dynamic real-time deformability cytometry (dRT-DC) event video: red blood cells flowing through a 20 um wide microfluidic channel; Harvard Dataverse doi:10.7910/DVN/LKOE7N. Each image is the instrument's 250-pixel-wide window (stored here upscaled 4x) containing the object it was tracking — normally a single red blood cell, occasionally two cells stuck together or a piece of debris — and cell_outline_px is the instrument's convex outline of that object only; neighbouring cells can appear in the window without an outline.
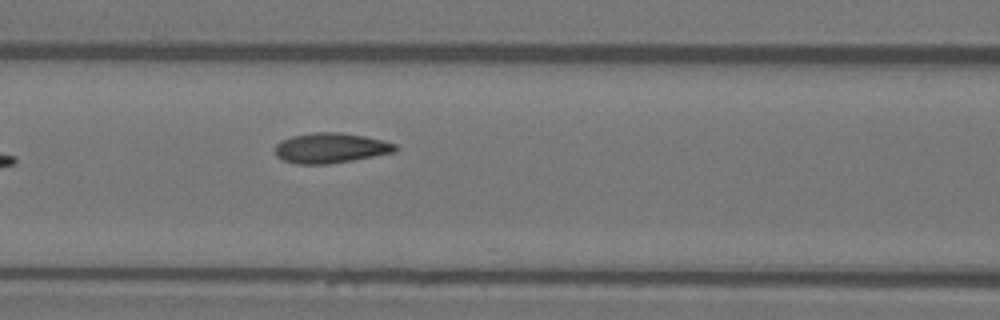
{"species": "Egyptian fruit bat (a non-hibernating species)", "species_latin": "Rousettus aegyptiacus", "temperature_condition": "warm", "stored_images_in_passage": 6, "camera_frame_rate_fps": 3000, "um_per_image_px": 0.085, "animal": {"sex": "female"}, "frame": {"image": 1, "passage_image": 6, "time_ms": 7.0, "image_size_px": [1000, 320], "cell_outline_px": [[396, 152], [352, 160], [328, 164], [296, 164], [284, 160], [276, 156], [276, 144], [280, 140], [292, 136], [312, 132], [340, 132], [364, 136], [384, 140], [396, 144]], "centroid_in_image_um": [28.1, 12.57], "position_along_channel_um": 138.5, "area_um2": 21.15}}